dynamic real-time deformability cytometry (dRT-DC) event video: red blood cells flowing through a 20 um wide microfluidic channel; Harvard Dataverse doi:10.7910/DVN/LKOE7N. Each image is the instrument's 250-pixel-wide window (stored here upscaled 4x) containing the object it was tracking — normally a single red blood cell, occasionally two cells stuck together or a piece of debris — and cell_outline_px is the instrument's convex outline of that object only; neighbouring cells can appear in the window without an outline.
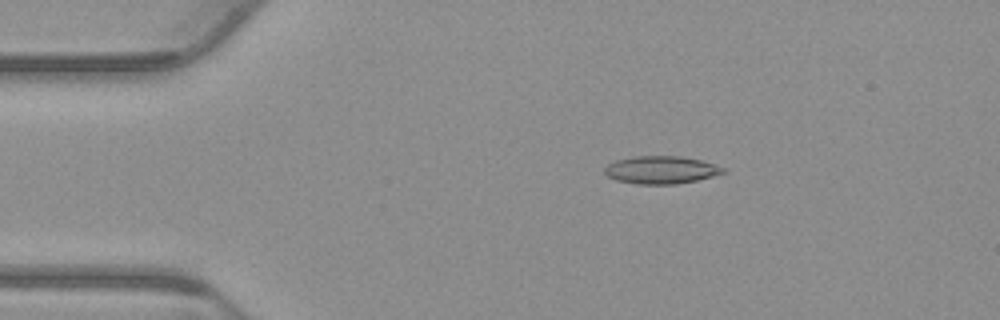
{"species": "common noctule bat (a hibernating species)", "species_latin": "Nyctalus noctula", "temperature_condition": "warm", "stored_images_in_passage": 54, "camera_frame_rate_fps": 3000, "um_per_image_px": 0.085, "animal": {"sex": "male", "body_mass_g": 23.1, "forearm_length_mm": 52.7}, "frame": {"image": 1, "passage_image": 10, "time_ms": 3.0, "image_size_px": [1000, 320], "cell_outline_px": [[728, 172], [696, 180], [676, 184], [636, 184], [616, 180], [608, 176], [604, 172], [604, 168], [608, 164], [616, 160], [632, 156], [680, 156], [700, 160], [724, 168]], "centroid_in_image_um": [56.16, 14.44], "position_along_channel_um": 28.8, "area_um2": 19.07}}
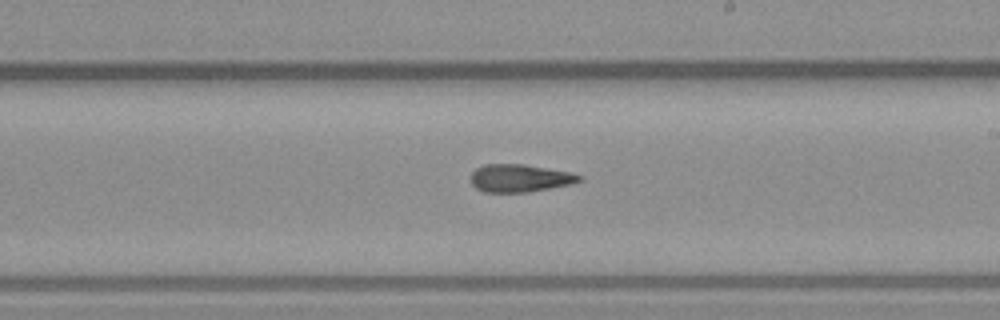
{"frame": {"image": 2, "passage_image": 31, "time_ms": 10.0, "image_size_px": [1000, 320], "cell_outline_px": [[584, 180], [572, 184], [528, 192], [484, 192], [476, 188], [472, 184], [472, 172], [476, 168], [484, 164], [524, 164], [572, 172], [584, 176]], "centroid_in_image_um": [44.24, 15.14], "position_along_channel_um": 244.8, "area_um2": 17.69}}
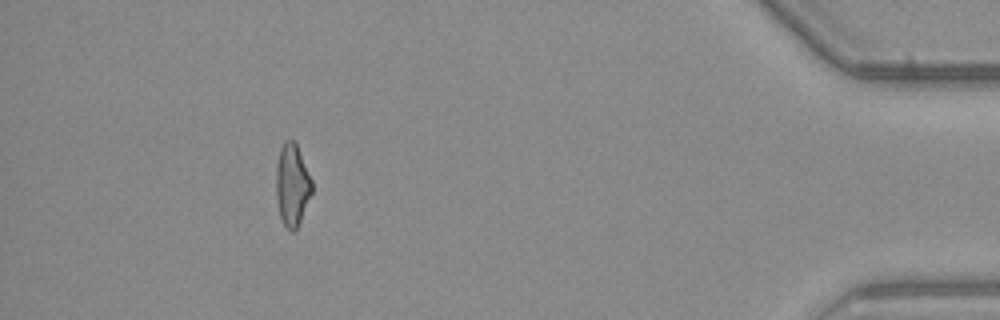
{"frame": {"image": 3, "passage_image": 49, "time_ms": 16.0, "image_size_px": [1000, 320], "cell_outline_px": [[312, 192], [300, 220], [296, 228], [292, 232], [288, 232], [280, 216], [276, 200], [276, 164], [280, 148], [284, 140], [296, 140], [312, 180]], "centroid_in_image_um": [24.82, 15.67], "position_along_channel_um": 410.4, "area_um2": 17.34}, "authors_computed_cell_mechanics": {"area_um2": 18.207, "velocity_mm_per_s": 3.8376, "shape_relaxation_time_tau1_ms": null, "shape_relaxation_time_tau2_ms": 8.0008, "deformation_change_tau1": null, "deformation_change_tau2": 0.1933}}